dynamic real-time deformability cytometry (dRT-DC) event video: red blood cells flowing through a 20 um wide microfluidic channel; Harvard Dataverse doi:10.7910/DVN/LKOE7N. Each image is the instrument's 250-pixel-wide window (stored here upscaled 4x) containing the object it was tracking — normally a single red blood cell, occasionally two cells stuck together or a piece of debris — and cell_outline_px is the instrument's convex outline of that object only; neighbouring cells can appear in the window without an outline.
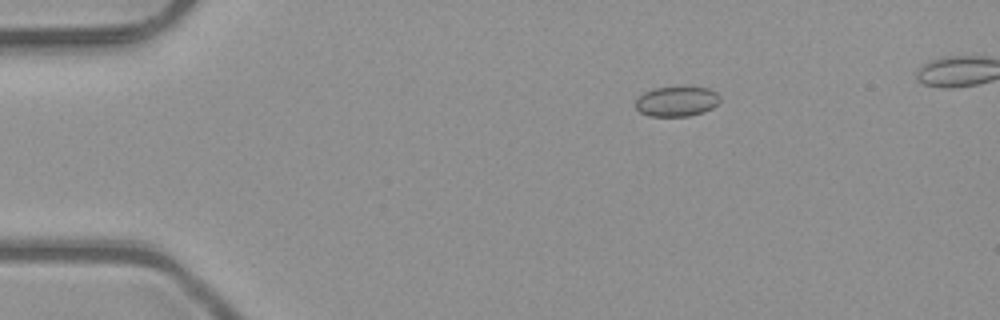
{"species": "common noctule bat (a hibernating species)", "species_latin": "Nyctalus noctula", "temperature_condition": "room temperature", "stored_images_in_passage": 6, "camera_frame_rate_fps": 3000, "um_per_image_px": 0.085, "animal": {"sex": "male", "body_mass_g": 23.1, "forearm_length_mm": 52.7}, "frame": {"image": 1, "passage_image": 3, "time_ms": 0.667, "image_size_px": [1000, 320], "cell_outline_px": [[720, 100], [712, 108], [704, 112], [688, 116], [648, 116], [640, 112], [636, 108], [636, 100], [644, 92], [656, 88], [708, 88], [716, 92], [720, 96]], "centroid_in_image_um": [57.52, 8.64], "position_along_channel_um": 27.5, "area_um2": 14.51}}